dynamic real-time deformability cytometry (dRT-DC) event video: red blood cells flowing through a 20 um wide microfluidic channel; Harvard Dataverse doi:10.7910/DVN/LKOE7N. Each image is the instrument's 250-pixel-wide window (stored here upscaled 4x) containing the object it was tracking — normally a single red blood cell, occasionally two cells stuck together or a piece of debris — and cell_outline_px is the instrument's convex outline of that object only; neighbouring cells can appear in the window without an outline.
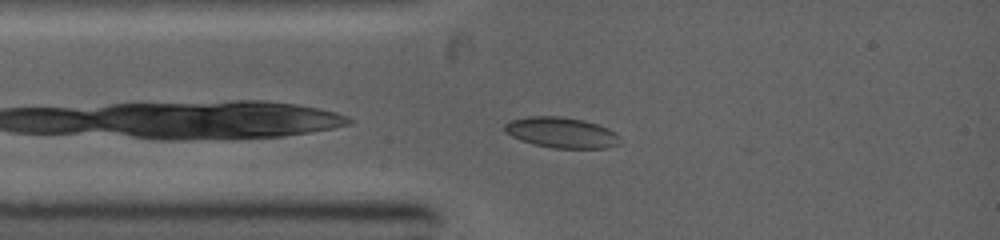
{"species": "common noctule bat (a hibernating species)", "species_latin": "Nyctalus noctula", "temperature_condition": "warm", "stored_images_in_passage": 4, "camera_frame_rate_fps": 5000, "um_per_image_px": 0.085, "animal": {"sex": "female", "body_mass_g": 19.0, "forearm_length_mm": 53.3}, "frame": {"image": 1, "passage_image": 1, "time_ms": 0.0, "image_size_px": [1000, 240], "cell_outline_px": [[620, 144], [608, 148], [552, 148], [532, 144], [520, 140], [504, 132], [504, 124], [508, 120], [528, 116], [560, 116], [584, 120], [608, 128], [616, 132], [620, 136]], "centroid_in_image_um": [47.71, 11.27], "position_along_channel_um": 37.3, "area_um2": 20.92}}
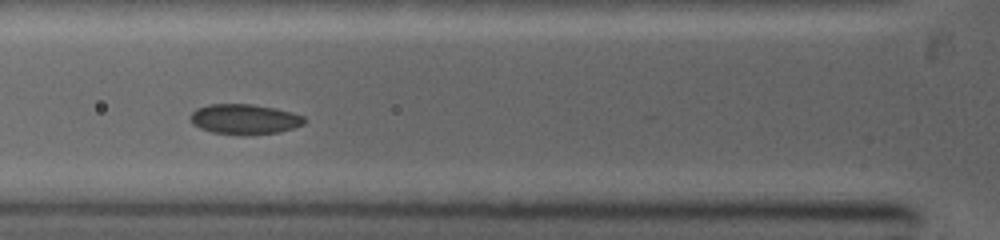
{"frame": {"image": 2, "passage_image": 3, "time_ms": 1.6, "image_size_px": [1000, 240], "cell_outline_px": [[304, 124], [280, 132], [212, 132], [200, 128], [192, 124], [188, 116], [196, 108], [208, 104], [252, 104], [272, 108], [304, 116]], "centroid_in_image_um": [20.71, 10.08], "position_along_channel_um": 105.1, "area_um2": 19.13}}
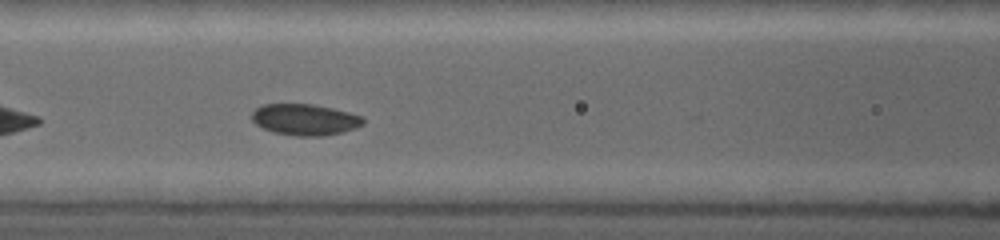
{"frame": {"image": 3, "passage_image": 4, "time_ms": 2.4, "image_size_px": [1000, 240], "cell_outline_px": [[364, 124], [356, 128], [324, 136], [296, 136], [272, 132], [256, 124], [252, 120], [252, 112], [256, 108], [264, 104], [312, 104], [332, 108], [348, 112], [360, 116], [364, 120]], "centroid_in_image_um": [25.9, 10.17], "position_along_channel_um": 140.7, "area_um2": 20.17}}